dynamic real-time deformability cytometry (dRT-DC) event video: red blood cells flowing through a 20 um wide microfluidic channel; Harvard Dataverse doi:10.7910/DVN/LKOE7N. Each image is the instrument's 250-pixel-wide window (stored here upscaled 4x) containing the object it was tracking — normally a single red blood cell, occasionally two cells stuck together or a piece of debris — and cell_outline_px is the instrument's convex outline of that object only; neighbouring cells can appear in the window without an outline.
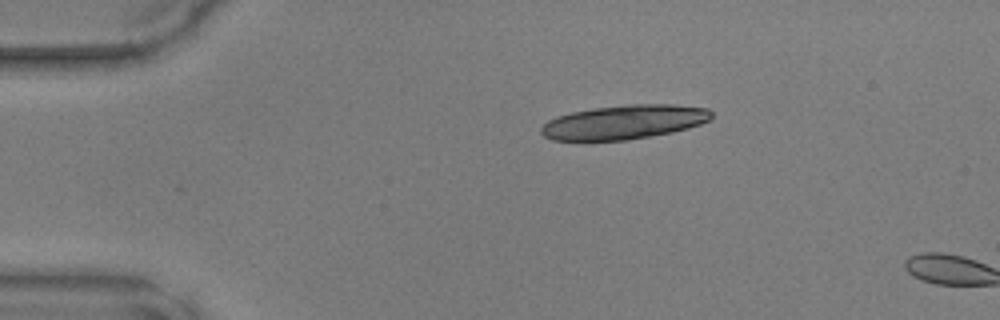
{"species": "common noctule bat (a hibernating species)", "species_latin": "Nyctalus noctula", "temperature_condition": "warm", "stored_images_in_passage": 3, "camera_frame_rate_fps": 3000, "um_per_image_px": 0.085, "animal": {"sex": "male", "body_mass_g": 17.9, "forearm_length_mm": 54.2}, "frame": {"image": 1, "passage_image": 1, "time_ms": 0.0, "image_size_px": [1000, 320], "cell_outline_px": [[712, 116], [708, 120], [700, 124], [672, 132], [628, 140], [552, 140], [544, 136], [540, 132], [540, 128], [548, 120], [572, 112], [596, 108], [628, 104], [676, 104], [708, 108], [712, 112]], "centroid_in_image_um": [53.06, 10.37], "position_along_channel_um": 31.9, "area_um2": 33.7}}